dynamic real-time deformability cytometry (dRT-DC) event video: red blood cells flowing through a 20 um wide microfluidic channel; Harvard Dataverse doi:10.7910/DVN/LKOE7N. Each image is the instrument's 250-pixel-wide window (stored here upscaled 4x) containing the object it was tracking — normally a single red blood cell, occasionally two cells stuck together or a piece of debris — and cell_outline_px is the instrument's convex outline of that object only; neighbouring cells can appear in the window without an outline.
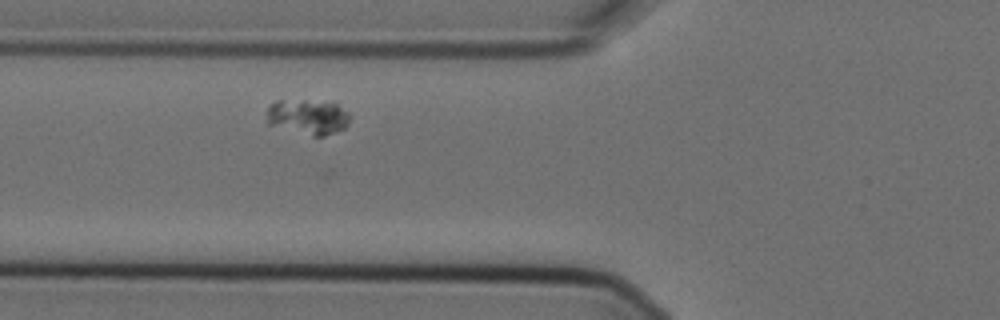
{"species": "Egyptian fruit bat (a non-hibernating species)", "species_latin": "Rousettus aegyptiacus", "temperature_condition": "cold", "stored_images_in_passage": 2, "camera_frame_rate_fps": 3000, "um_per_image_px": 0.085, "animal": {"sex": "female"}, "frame": {"image": 1, "passage_image": 2, "time_ms": 0.333, "image_size_px": [1000, 320], "cell_outline_px": [[352, 116], [348, 124], [344, 128], [324, 136], [312, 136], [268, 124], [268, 108], [276, 100], [304, 100], [336, 104], [348, 112]], "centroid_in_image_um": [26.2, 9.94], "position_along_channel_um": 99.6, "area_um2": 16.82}}